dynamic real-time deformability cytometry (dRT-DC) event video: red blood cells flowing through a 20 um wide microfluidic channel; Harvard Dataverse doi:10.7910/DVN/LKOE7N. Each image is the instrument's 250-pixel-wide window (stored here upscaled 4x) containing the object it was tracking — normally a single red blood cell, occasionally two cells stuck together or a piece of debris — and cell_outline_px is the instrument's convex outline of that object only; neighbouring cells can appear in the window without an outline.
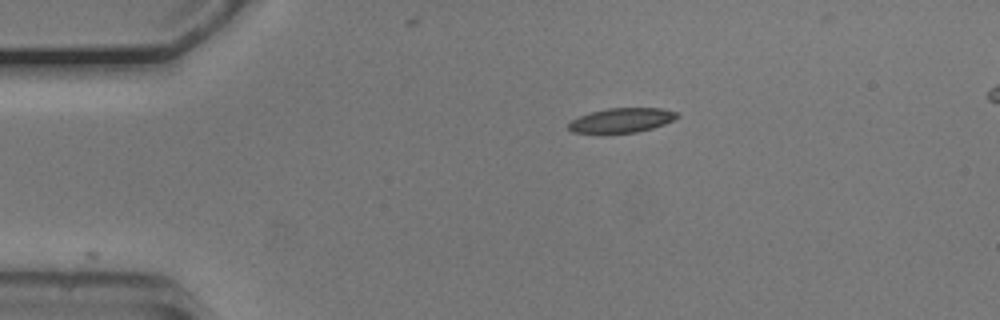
{"species": "common noctule bat (a hibernating species)", "species_latin": "Nyctalus noctula", "temperature_condition": "cold", "stored_images_in_passage": 17, "camera_frame_rate_fps": 3000, "um_per_image_px": 0.085, "animal": {"sex": "male", "body_mass_g": 20.5, "forearm_length_mm": 52.5}, "frame": {"image": 1, "passage_image": 1, "time_ms": 0.0, "image_size_px": [1000, 320], "cell_outline_px": [[680, 116], [664, 124], [652, 128], [636, 132], [600, 136], [572, 132], [568, 128], [568, 124], [572, 120], [580, 116], [592, 112], [608, 108], [664, 108], [680, 112]], "centroid_in_image_um": [52.81, 10.26], "position_along_channel_um": 32.2, "area_um2": 16.18}}